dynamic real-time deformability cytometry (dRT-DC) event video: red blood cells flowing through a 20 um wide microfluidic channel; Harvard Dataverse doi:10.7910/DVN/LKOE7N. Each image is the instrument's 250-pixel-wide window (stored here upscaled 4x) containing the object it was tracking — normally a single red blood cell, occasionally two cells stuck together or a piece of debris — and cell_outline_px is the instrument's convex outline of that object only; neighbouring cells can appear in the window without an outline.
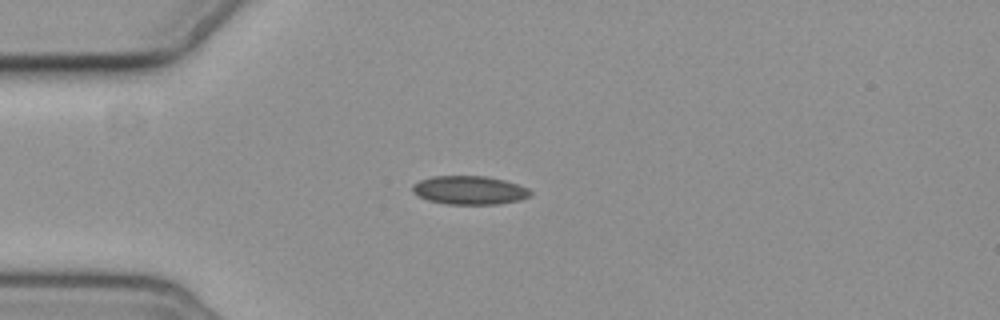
{"species": "common noctule bat (a hibernating species)", "species_latin": "Nyctalus noctula", "temperature_condition": "cold", "stored_images_in_passage": 6, "camera_frame_rate_fps": 3000, "um_per_image_px": 0.085, "animal": {"sex": "female", "body_mass_g": 19.3, "forearm_length_mm": 54.1}, "frame": {"image": 1, "passage_image": 4, "time_ms": 3.667, "image_size_px": [1000, 320], "cell_outline_px": [[532, 192], [528, 196], [520, 200], [500, 204], [448, 204], [428, 200], [412, 192], [412, 184], [420, 180], [432, 176], [488, 176], [504, 180], [528, 188]], "centroid_in_image_um": [39.89, 16.16], "position_along_channel_um": 45.1, "area_um2": 19.59}}